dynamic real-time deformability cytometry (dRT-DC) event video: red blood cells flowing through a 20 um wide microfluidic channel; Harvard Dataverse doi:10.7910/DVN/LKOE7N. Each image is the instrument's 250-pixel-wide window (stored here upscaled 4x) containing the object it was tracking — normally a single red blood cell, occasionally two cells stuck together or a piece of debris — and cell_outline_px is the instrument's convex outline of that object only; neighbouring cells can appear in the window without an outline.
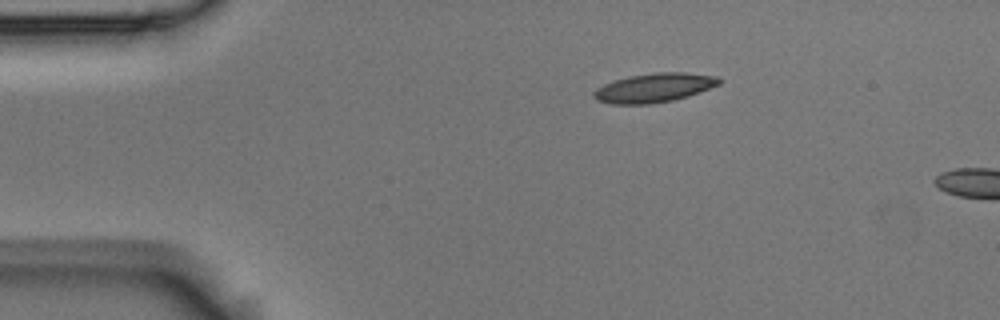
{"species": "Egyptian fruit bat (a non-hibernating species)", "species_latin": "Rousettus aegyptiacus", "temperature_condition": "room temperature", "stored_images_in_passage": 4, "camera_frame_rate_fps": 3000, "um_per_image_px": 0.085, "animal": {"sex": "male"}, "frame": {"image": 1, "passage_image": 1, "time_ms": 0.0, "image_size_px": [1000, 320], "cell_outline_px": [[724, 80], [720, 84], [700, 92], [688, 96], [672, 100], [652, 104], [612, 104], [596, 100], [592, 96], [592, 92], [596, 88], [612, 80], [628, 76], [656, 72], [684, 72], [720, 76]], "centroid_in_image_um": [55.61, 7.45], "position_along_channel_um": 29.4, "area_um2": 21.62}}